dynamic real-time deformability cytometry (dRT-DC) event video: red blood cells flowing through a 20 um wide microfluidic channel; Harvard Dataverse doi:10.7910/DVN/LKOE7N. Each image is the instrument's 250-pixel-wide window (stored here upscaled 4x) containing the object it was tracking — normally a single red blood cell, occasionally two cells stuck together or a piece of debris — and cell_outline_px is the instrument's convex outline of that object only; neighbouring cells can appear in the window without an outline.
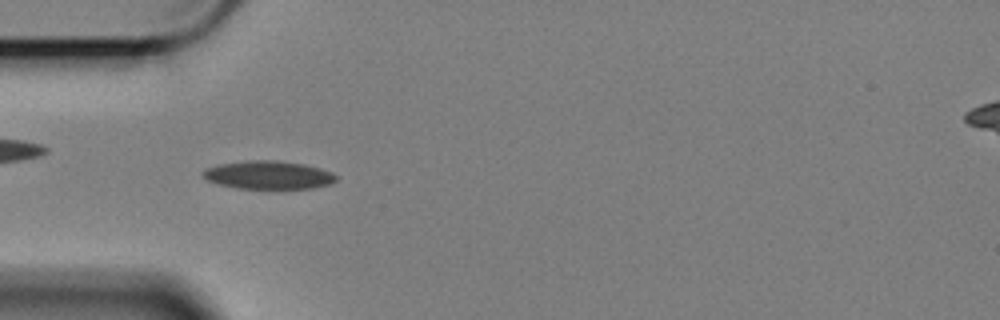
{"species": "Egyptian fruit bat (a non-hibernating species)", "species_latin": "Rousettus aegyptiacus", "temperature_condition": "cold", "stored_images_in_passage": 52, "camera_frame_rate_fps": 3000, "um_per_image_px": 0.085, "animal": {"sex": "female"}, "frame": {"image": 1, "passage_image": 11, "time_ms": 3.333, "image_size_px": [1000, 320], "cell_outline_px": [[336, 180], [328, 184], [312, 188], [236, 188], [220, 184], [208, 180], [204, 176], [204, 168], [216, 164], [244, 160], [276, 160], [304, 164], [320, 168], [332, 172], [336, 176]], "centroid_in_image_um": [22.79, 14.85], "position_along_channel_um": 62.2, "area_um2": 21.79}}
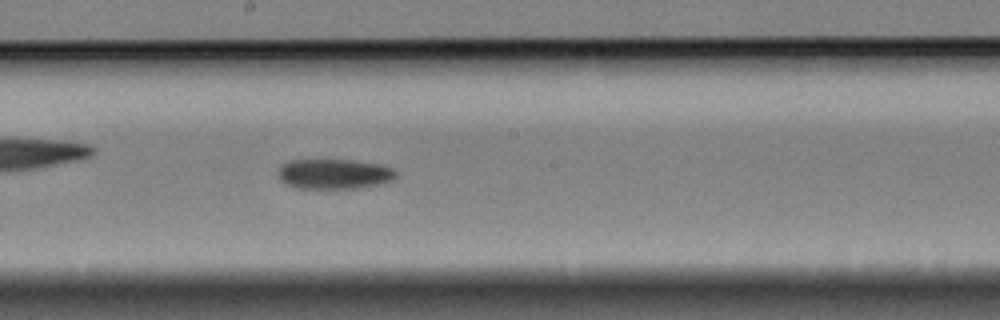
{"frame": {"image": 2, "passage_image": 25, "time_ms": 8.0, "image_size_px": [1000, 320], "cell_outline_px": [[396, 176], [392, 180], [360, 188], [296, 188], [280, 180], [280, 164], [288, 160], [356, 160], [380, 164], [396, 168]], "centroid_in_image_um": [28.43, 14.77], "position_along_channel_um": 219.8, "area_um2": 20.63}}
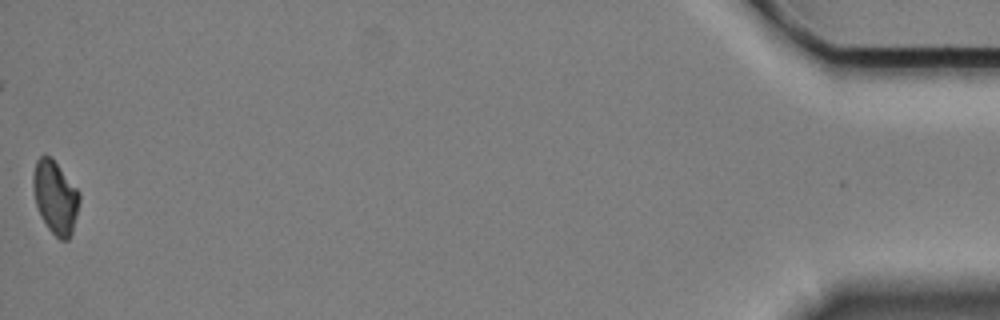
{"frame": {"image": 3, "passage_image": 52, "time_ms": 17.0, "image_size_px": [1000, 320], "cell_outline_px": [[80, 200], [72, 232], [68, 240], [60, 240], [48, 228], [36, 204], [32, 184], [32, 176], [36, 160], [44, 152], [52, 156], [80, 192]], "centroid_in_image_um": [4.7, 16.69], "position_along_channel_um": 430.5, "area_um2": 19.83}, "authors_computed_cell_mechanics": {"area_um2": 21.0681, "velocity_mm_per_s": 3.396, "shape_relaxation_time_tau1_ms": 4.2567, "shape_relaxation_time_tau2_ms": null, "deformation_change_tau1": 0.1022, "deformation_change_tau2": null}}